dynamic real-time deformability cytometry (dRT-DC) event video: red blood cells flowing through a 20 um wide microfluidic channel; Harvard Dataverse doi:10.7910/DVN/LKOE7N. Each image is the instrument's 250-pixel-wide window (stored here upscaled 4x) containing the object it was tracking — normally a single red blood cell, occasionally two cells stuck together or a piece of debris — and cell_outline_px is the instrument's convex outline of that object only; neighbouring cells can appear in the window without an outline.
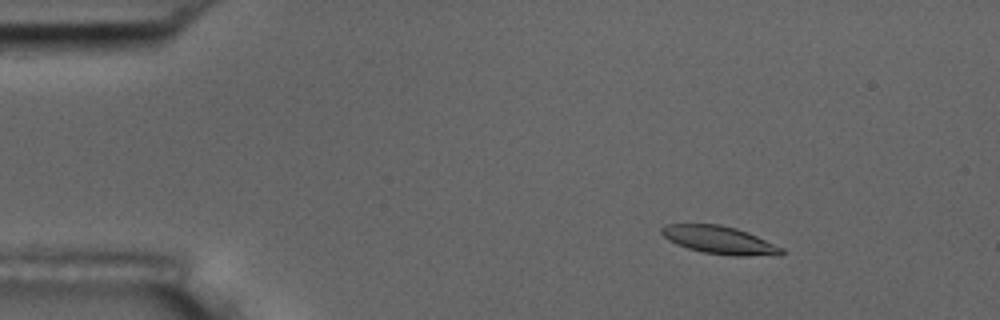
{"species": "common noctule bat (a hibernating species)", "species_latin": "Nyctalus noctula", "temperature_condition": "room temperature", "stored_images_in_passage": 4, "camera_frame_rate_fps": 3000, "um_per_image_px": 0.085, "animal": {"sex": "male", "body_mass_g": 17.5, "forearm_length_mm": 52.3}, "frame": {"image": 1, "passage_image": 2, "time_ms": 2.0, "image_size_px": [1000, 320], "cell_outline_px": [[784, 252], [780, 256], [732, 256], [704, 252], [688, 248], [668, 240], [660, 232], [660, 228], [664, 224], [720, 224], [736, 228], [748, 232], [784, 248]], "centroid_in_image_um": [61.19, 20.41], "position_along_channel_um": 23.8, "area_um2": 19.65}}